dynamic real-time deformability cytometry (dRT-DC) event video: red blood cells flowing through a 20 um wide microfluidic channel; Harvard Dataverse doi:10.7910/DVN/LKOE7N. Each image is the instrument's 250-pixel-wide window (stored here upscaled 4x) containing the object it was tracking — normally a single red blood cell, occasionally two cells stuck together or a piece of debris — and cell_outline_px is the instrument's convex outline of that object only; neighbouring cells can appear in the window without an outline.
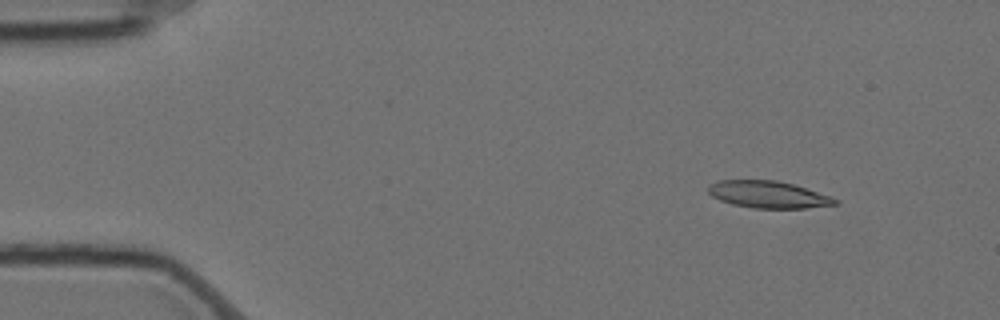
{"species": "Egyptian fruit bat (a non-hibernating species)", "species_latin": "Rousettus aegyptiacus", "temperature_condition": "cold", "stored_images_in_passage": 17, "camera_frame_rate_fps": 3000, "um_per_image_px": 0.085, "animal": {"sex": "female"}, "frame": {"image": 1, "passage_image": 1, "time_ms": 0.0, "image_size_px": [1000, 320], "cell_outline_px": [[840, 204], [804, 208], [752, 208], [732, 204], [720, 200], [712, 196], [708, 192], [708, 184], [716, 180], [776, 180], [792, 184], [840, 200]], "centroid_in_image_um": [65.25, 16.53], "position_along_channel_um": 19.7, "area_um2": 19.88}}